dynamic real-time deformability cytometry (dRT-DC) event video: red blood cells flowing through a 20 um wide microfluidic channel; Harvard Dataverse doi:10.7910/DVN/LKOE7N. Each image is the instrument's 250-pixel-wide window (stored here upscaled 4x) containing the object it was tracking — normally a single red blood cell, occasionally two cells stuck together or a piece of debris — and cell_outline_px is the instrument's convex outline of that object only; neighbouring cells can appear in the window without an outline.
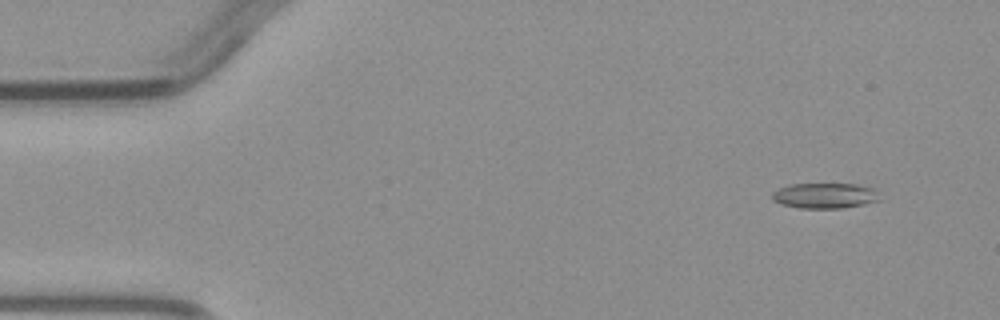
{"species": "common noctule bat (a hibernating species)", "species_latin": "Nyctalus noctula", "temperature_condition": "warm", "stored_images_in_passage": 5, "camera_frame_rate_fps": 3000, "um_per_image_px": 0.085, "animal": {"sex": "male", "body_mass_g": 23.1, "forearm_length_mm": 52.7}, "frame": {"image": 1, "passage_image": 1, "time_ms": 0.0, "image_size_px": [1000, 320], "cell_outline_px": [[880, 200], [864, 204], [844, 208], [800, 208], [780, 204], [772, 200], [772, 192], [788, 184], [856, 184], [876, 188]], "centroid_in_image_um": [70.12, 16.63], "position_along_channel_um": 14.9, "area_um2": 16.07}}
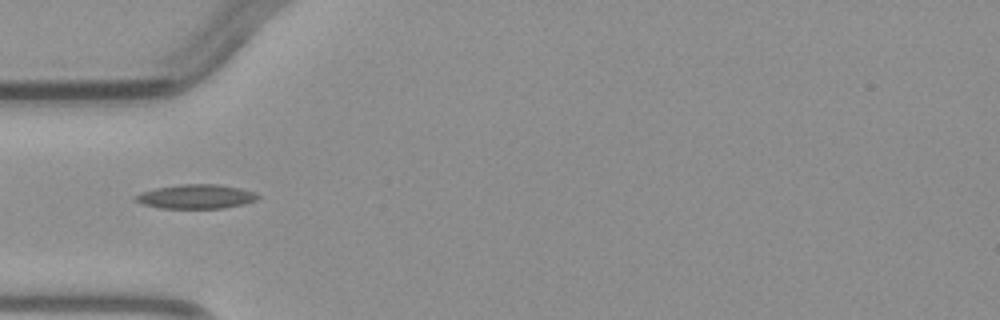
{"frame": {"image": 2, "passage_image": 4, "time_ms": 3.667, "image_size_px": [1000, 320], "cell_outline_px": [[260, 196], [256, 200], [244, 204], [224, 208], [160, 208], [144, 204], [136, 200], [136, 196], [144, 192], [156, 188], [184, 184], [216, 184], [240, 188], [256, 192]], "centroid_in_image_um": [16.75, 16.71], "position_along_channel_um": 68.3, "area_um2": 16.99}}
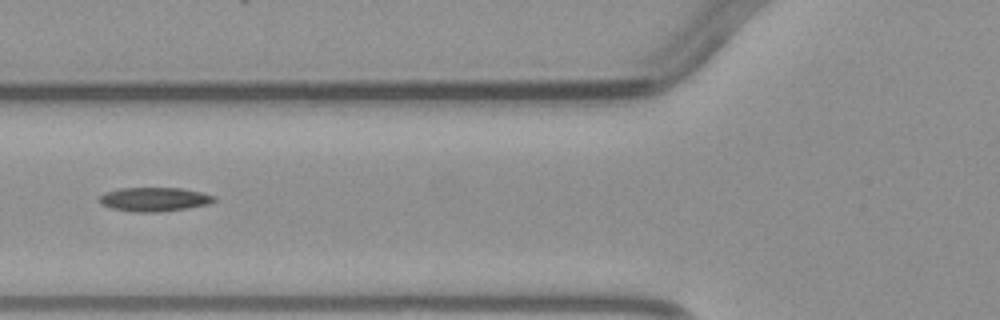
{"frame": {"image": 3, "passage_image": 5, "time_ms": 4.667, "image_size_px": [1000, 320], "cell_outline_px": [[216, 200], [208, 204], [188, 208], [160, 212], [132, 212], [112, 208], [100, 204], [96, 200], [104, 192], [120, 188], [180, 188], [200, 192], [216, 196]], "centroid_in_image_um": [13.07, 16.94], "position_along_channel_um": 112.7, "area_um2": 16.18}}